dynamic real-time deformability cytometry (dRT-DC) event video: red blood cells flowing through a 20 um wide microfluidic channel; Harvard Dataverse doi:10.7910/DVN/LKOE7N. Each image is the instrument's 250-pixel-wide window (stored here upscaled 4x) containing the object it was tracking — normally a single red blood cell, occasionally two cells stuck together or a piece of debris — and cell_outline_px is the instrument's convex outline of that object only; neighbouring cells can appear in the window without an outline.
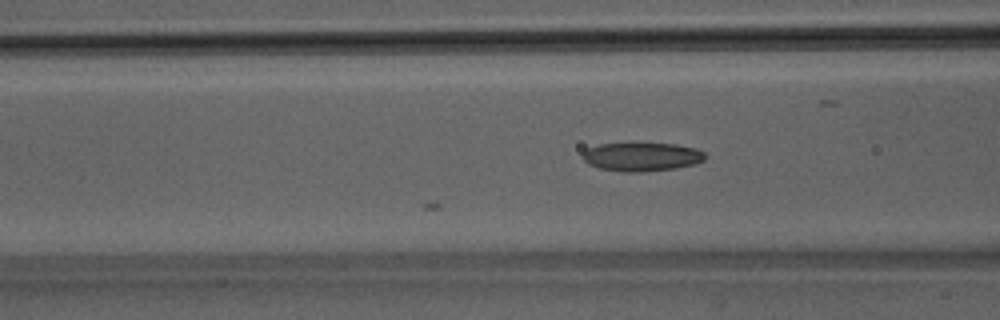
{"species": "Egyptian fruit bat (a non-hibernating species)", "species_latin": "Rousettus aegyptiacus", "temperature_condition": "room temperature", "stored_images_in_passage": 4, "camera_frame_rate_fps": 3000, "um_per_image_px": 0.085, "animal": {"sex": "male"}, "frame": {"image": 1, "passage_image": 4, "time_ms": 1.0, "image_size_px": [1000, 320], "cell_outline_px": [[708, 156], [704, 160], [696, 164], [676, 168], [644, 172], [624, 172], [600, 168], [588, 164], [584, 160], [584, 152], [588, 148], [600, 144], [632, 140], [636, 140], [676, 144], [696, 148], [704, 152]], "centroid_in_image_um": [54.59, 13.27], "position_along_channel_um": 112.0, "area_um2": 21.5}}